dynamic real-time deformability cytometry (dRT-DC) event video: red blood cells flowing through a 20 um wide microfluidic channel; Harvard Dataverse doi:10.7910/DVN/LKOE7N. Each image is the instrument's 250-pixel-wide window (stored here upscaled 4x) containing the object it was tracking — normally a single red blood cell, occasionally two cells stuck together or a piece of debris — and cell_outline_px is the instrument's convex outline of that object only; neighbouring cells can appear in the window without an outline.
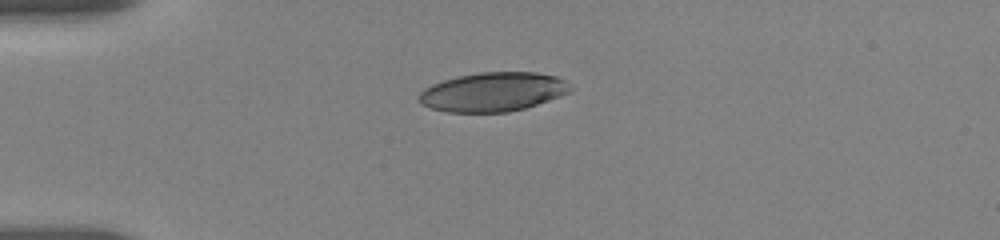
{"species": "human", "species_latin": "Homo sapiens", "temperature_condition": "room temperature", "stored_images_in_passage": 23, "camera_frame_rate_fps": 3000, "um_per_image_px": 0.085, "donor": {"sex": "female"}, "frame": {"image": 1, "passage_image": 1, "time_ms": 0.0, "image_size_px": [1000, 240], "cell_outline_px": [[572, 92], [524, 108], [508, 112], [444, 112], [428, 108], [420, 104], [420, 92], [424, 88], [432, 84], [444, 80], [460, 76], [480, 72], [536, 72], [556, 76], [564, 80], [572, 88]], "centroid_in_image_um": [41.89, 7.82], "position_along_channel_um": 43.1, "area_um2": 34.45}}
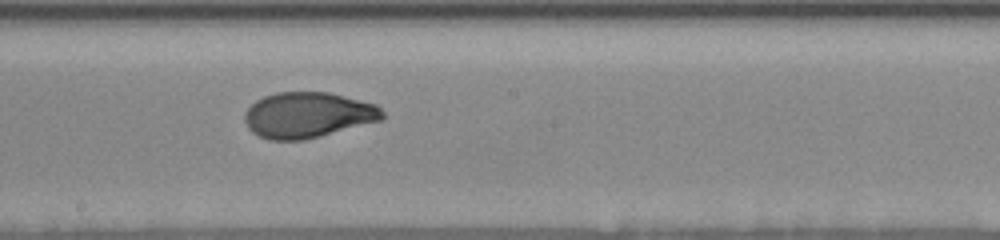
{"frame": {"image": 2, "passage_image": 10, "time_ms": 5.667, "image_size_px": [1000, 240], "cell_outline_px": [[384, 116], [380, 120], [304, 140], [268, 140], [252, 132], [248, 128], [244, 120], [244, 112], [256, 100], [264, 96], [276, 92], [328, 92], [376, 104], [384, 112]], "centroid_in_image_um": [26.13, 9.77], "position_along_channel_um": 222.1, "area_um2": 36.47}}
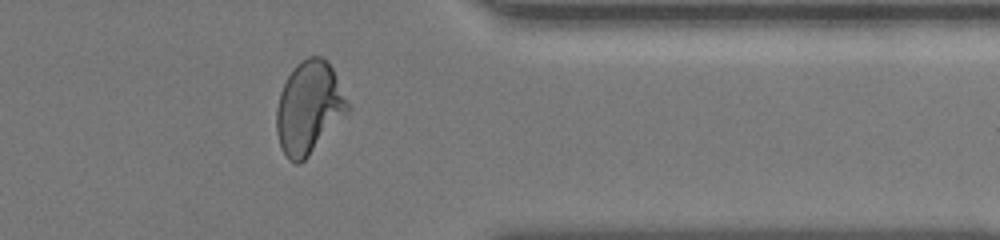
{"frame": {"image": 3, "passage_image": 21, "time_ms": 10.333, "image_size_px": [1000, 240], "cell_outline_px": [[352, 108], [308, 156], [300, 164], [296, 164], [288, 160], [280, 148], [276, 132], [276, 108], [280, 92], [292, 68], [300, 60], [308, 56], [320, 56], [328, 60]], "centroid_in_image_um": [26.25, 9.15], "position_along_channel_um": 385.1, "area_um2": 38.61}, "authors_computed_cell_mechanics": {"area_um2": 36.5874, "velocity_mm_per_s": 3.6528, "shape_relaxation_time_tau1_ms": 4.2346, "shape_relaxation_time_tau2_ms": null, "deformation_change_tau1": 0.1507, "deformation_change_tau2": null}}